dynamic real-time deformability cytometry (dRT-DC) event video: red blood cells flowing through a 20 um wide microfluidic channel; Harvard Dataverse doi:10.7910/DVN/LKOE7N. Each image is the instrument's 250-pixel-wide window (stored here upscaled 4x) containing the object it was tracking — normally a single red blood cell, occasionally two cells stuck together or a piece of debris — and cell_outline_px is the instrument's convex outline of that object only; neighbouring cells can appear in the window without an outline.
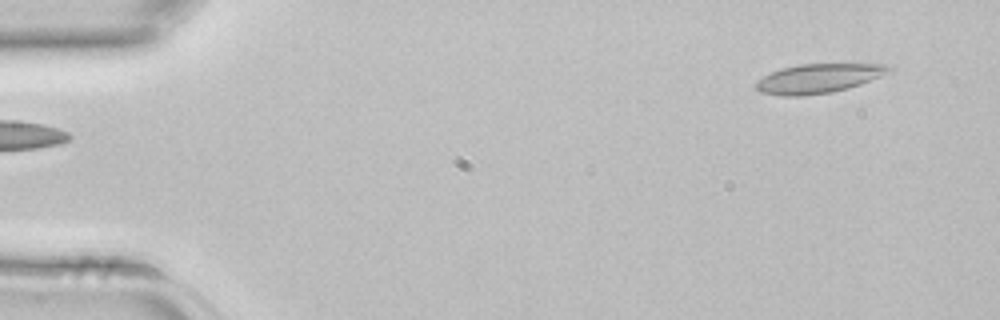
{"species": "common noctule bat (a hibernating species)", "species_latin": "Nyctalus noctula", "temperature_condition": "room temperature", "stored_images_in_passage": 3, "segment_of_instrument_passage": [2, 2], "camera_frame_rate_fps": 3000, "um_per_image_px": 0.085, "animal": {"sex": "female", "body_mass_g": 22.7, "forearm_length_mm": 54.2}, "frame": {"image": 1, "passage_image": 3, "time_ms": 0.667, "image_size_px": [1000, 320], "cell_outline_px": [[892, 68], [888, 72], [880, 76], [860, 84], [848, 88], [832, 92], [804, 96], [780, 96], [760, 92], [756, 88], [756, 80], [780, 68], [800, 64], [888, 64]], "centroid_in_image_um": [69.53, 6.67], "position_along_channel_um": 15.5, "area_um2": 22.6}}